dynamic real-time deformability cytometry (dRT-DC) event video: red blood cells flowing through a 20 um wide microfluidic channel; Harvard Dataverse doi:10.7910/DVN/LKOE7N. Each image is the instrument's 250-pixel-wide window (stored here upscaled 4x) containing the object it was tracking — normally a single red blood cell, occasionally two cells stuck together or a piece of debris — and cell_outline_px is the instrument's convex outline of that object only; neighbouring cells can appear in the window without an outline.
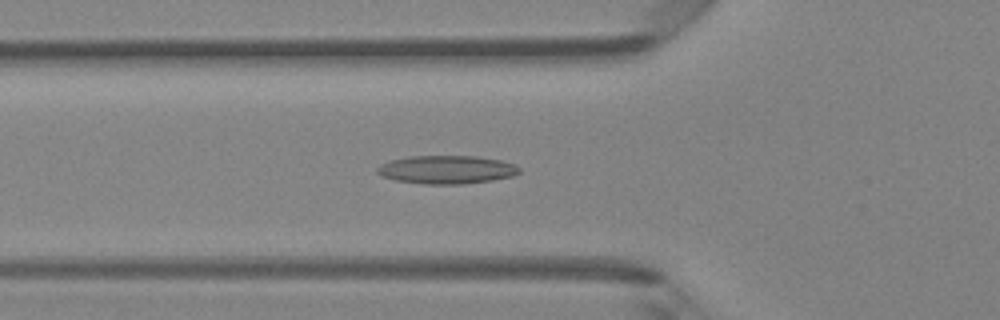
{"species": "Egyptian fruit bat (a non-hibernating species)", "species_latin": "Rousettus aegyptiacus", "temperature_condition": "room temperature", "stored_images_in_passage": 47, "camera_frame_rate_fps": 3000, "um_per_image_px": 0.085, "animal": {"sex": "female"}, "frame": {"image": 1, "passage_image": 16, "time_ms": 5.0, "image_size_px": [1000, 320], "cell_outline_px": [[520, 172], [512, 176], [492, 180], [464, 184], [424, 184], [396, 180], [380, 176], [376, 172], [376, 168], [380, 164], [392, 160], [408, 156], [476, 156], [500, 160], [516, 164], [520, 168]], "centroid_in_image_um": [37.95, 14.42], "position_along_channel_um": 87.8, "area_um2": 23.52}}
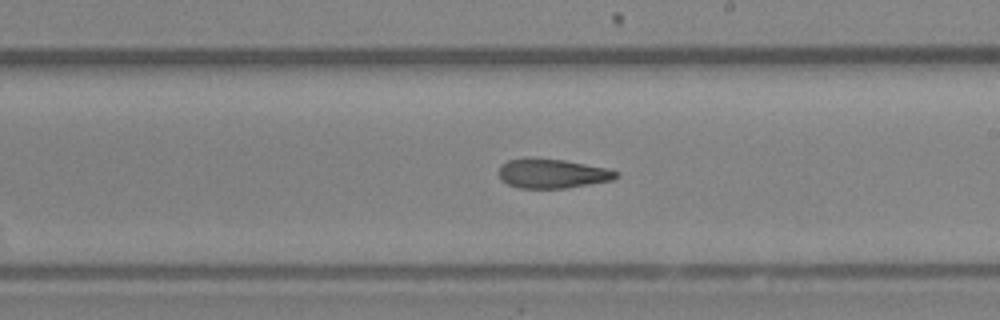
{"frame": {"image": 2, "passage_image": 27, "time_ms": 8.667, "image_size_px": [1000, 320], "cell_outline_px": [[620, 176], [612, 180], [564, 188], [520, 188], [508, 184], [500, 180], [500, 164], [508, 160], [532, 156], [564, 160], [608, 168], [620, 172]], "centroid_in_image_um": [46.94, 14.72], "position_along_channel_um": 242.1, "area_um2": 20.35}}
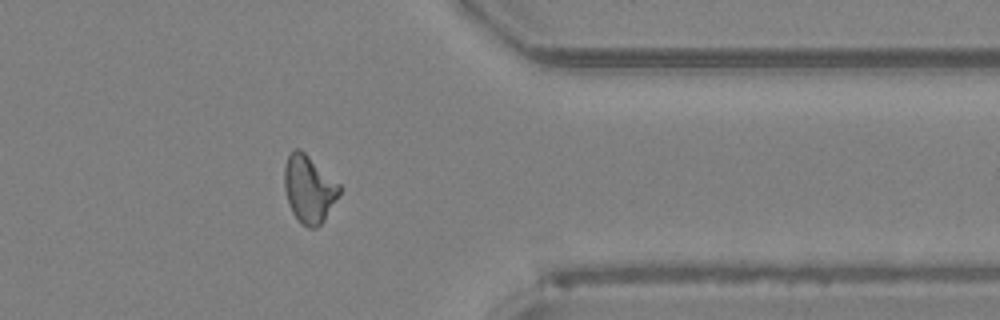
{"frame": {"image": 3, "passage_image": 38, "time_ms": 12.333, "image_size_px": [1000, 320], "cell_outline_px": [[340, 192], [324, 220], [316, 228], [308, 228], [300, 224], [292, 212], [288, 204], [284, 188], [284, 168], [288, 156], [296, 148], [300, 148], [340, 184]], "centroid_in_image_um": [26.24, 16.08], "position_along_channel_um": 385.2, "area_um2": 21.56}, "authors_computed_cell_mechanics": {"area_um2": 21.5016, "velocity_mm_per_s": 4.2292, "shape_relaxation_time_tau1_ms": null, "shape_relaxation_time_tau2_ms": 3.6742, "deformation_change_tau1": null, "deformation_change_tau2": 0.135}}